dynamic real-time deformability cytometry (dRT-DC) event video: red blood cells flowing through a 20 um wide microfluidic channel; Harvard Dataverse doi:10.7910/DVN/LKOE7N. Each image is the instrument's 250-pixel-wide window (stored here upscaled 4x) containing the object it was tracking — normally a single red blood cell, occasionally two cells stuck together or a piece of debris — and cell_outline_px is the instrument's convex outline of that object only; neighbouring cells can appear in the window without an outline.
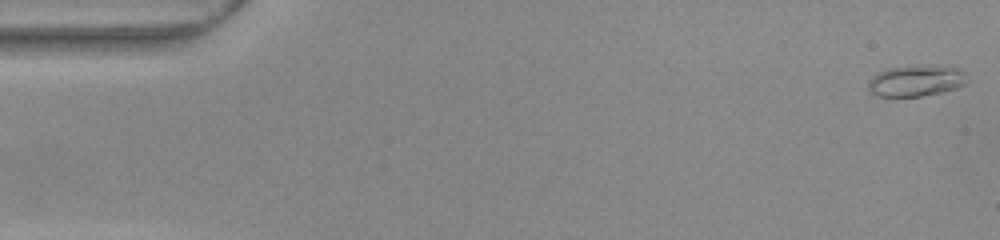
{"species": "common noctule bat (a hibernating species)", "species_latin": "Nyctalus noctula", "temperature_condition": "warm", "stored_images_in_passage": 51, "camera_frame_rate_fps": 3000, "um_per_image_px": 0.085, "animal": {"sex": "female", "body_mass_g": 22.0, "forearm_length_mm": 56.7}, "frame": {"image": 1, "passage_image": 1, "time_ms": 0.0, "image_size_px": [1000, 240], "cell_outline_px": [[964, 84], [956, 88], [940, 92], [920, 96], [876, 96], [868, 92], [868, 80], [876, 72], [888, 68], [912, 64], [936, 64], [956, 68], [964, 72]], "centroid_in_image_um": [77.78, 6.83], "position_along_channel_um": 7.2, "area_um2": 18.32}}
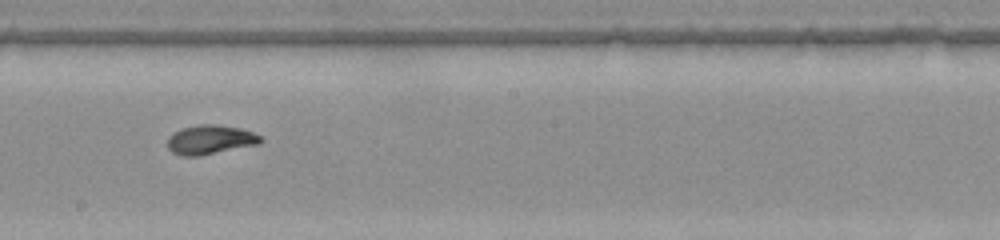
{"frame": {"image": 2, "passage_image": 29, "time_ms": 9.333, "image_size_px": [1000, 240], "cell_outline_px": [[264, 140], [260, 144], [200, 156], [180, 156], [172, 152], [168, 148], [168, 136], [180, 128], [200, 124], [216, 124], [240, 128], [252, 132], [260, 136]], "centroid_in_image_um": [17.87, 11.88], "position_along_channel_um": 230.3, "area_um2": 16.07}}
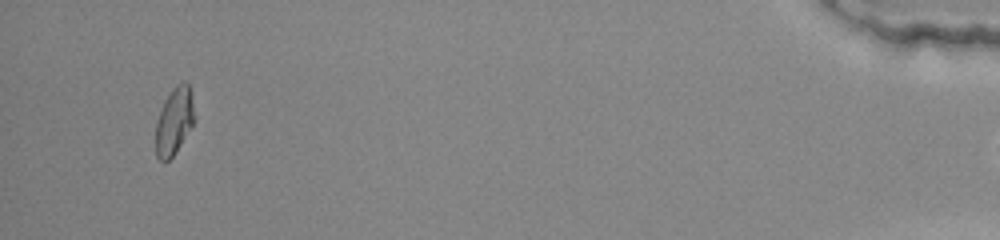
{"frame": {"image": 3, "passage_image": 50, "time_ms": 16.333, "image_size_px": [1000, 240], "cell_outline_px": [[192, 124], [176, 152], [168, 160], [160, 160], [156, 156], [156, 124], [160, 108], [164, 100], [172, 88], [176, 84], [184, 80], [188, 84], [192, 100]], "centroid_in_image_um": [14.76, 10.27], "position_along_channel_um": 420.4, "area_um2": 14.74}}